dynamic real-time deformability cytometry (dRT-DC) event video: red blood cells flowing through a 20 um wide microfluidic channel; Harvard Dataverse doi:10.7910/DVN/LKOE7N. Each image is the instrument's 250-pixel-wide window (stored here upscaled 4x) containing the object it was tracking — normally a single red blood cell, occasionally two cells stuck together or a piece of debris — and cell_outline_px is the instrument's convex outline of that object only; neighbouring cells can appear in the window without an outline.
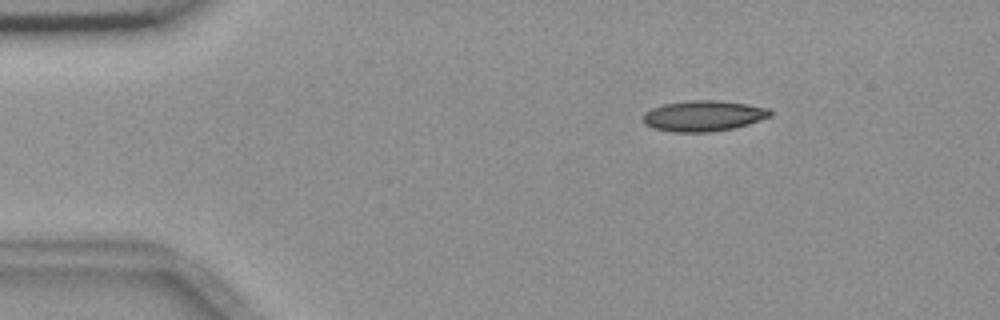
{"species": "common noctule bat (a hibernating species)", "species_latin": "Nyctalus noctula", "temperature_condition": "room temperature", "stored_images_in_passage": 4, "camera_frame_rate_fps": 3000, "um_per_image_px": 0.085, "animal": {"sex": "female", "body_mass_g": 18.4}, "frame": {"image": 1, "passage_image": 2, "time_ms": 1.333, "image_size_px": [1000, 320], "cell_outline_px": [[772, 116], [748, 124], [732, 128], [712, 132], [672, 132], [656, 128], [644, 124], [644, 112], [652, 108], [664, 104], [688, 100], [720, 100], [748, 104], [768, 108], [772, 112]], "centroid_in_image_um": [59.81, 9.84], "position_along_channel_um": 25.2, "area_um2": 22.77}}